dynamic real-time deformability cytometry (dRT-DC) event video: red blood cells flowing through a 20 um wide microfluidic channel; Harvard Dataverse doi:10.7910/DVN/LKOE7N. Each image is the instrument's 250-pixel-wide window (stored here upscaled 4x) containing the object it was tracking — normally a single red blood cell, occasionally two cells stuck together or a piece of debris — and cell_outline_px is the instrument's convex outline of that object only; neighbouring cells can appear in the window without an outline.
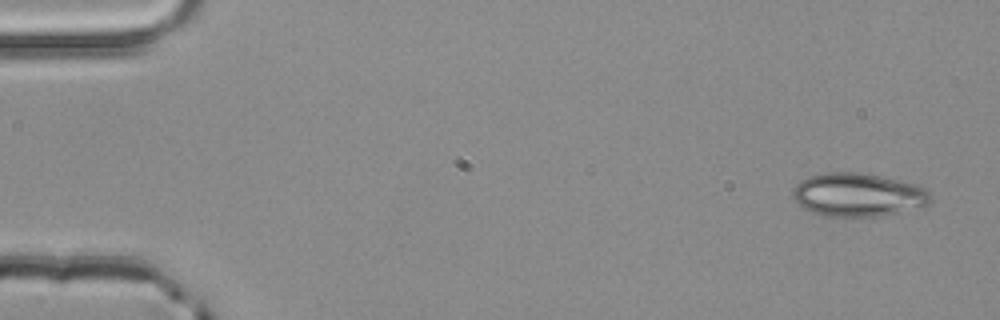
{"species": "common noctule bat (a hibernating species)", "species_latin": "Nyctalus noctula", "temperature_condition": "room temperature", "stored_images_in_passage": 3, "camera_frame_rate_fps": 3000, "um_per_image_px": 0.085, "animal": {"sex": "male", "body_mass_g": 20.4}, "frame": {"image": 1, "passage_image": 1, "time_ms": 0.0, "image_size_px": [1000, 320], "cell_outline_px": [[932, 200], [928, 204], [920, 208], [880, 216], [824, 216], [812, 212], [804, 208], [792, 196], [792, 192], [796, 184], [800, 180], [812, 176], [828, 172], [860, 172], [920, 184], [932, 196]], "centroid_in_image_um": [72.98, 16.55], "position_along_channel_um": 12.0, "area_um2": 34.97}}